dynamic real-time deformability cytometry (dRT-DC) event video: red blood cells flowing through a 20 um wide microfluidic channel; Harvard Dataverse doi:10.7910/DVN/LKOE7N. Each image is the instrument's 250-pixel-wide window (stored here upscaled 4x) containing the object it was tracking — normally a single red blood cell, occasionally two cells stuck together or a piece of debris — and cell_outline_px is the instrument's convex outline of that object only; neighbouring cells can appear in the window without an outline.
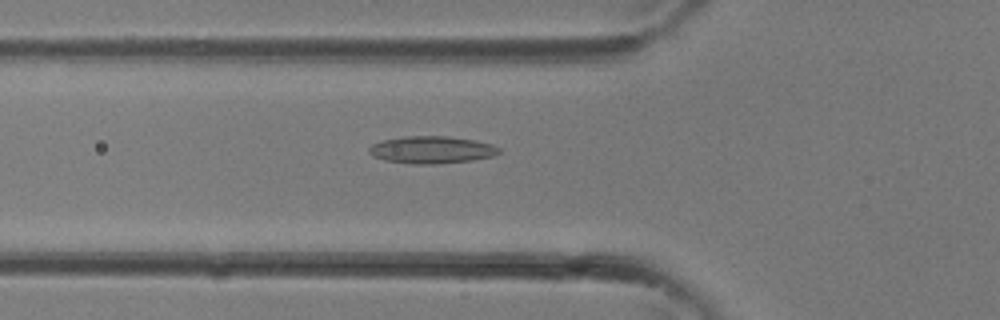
{"species": "common noctule bat (a hibernating species)", "species_latin": "Nyctalus noctula", "temperature_condition": "room temperature", "stored_images_in_passage": 34, "camera_frame_rate_fps": 3000, "um_per_image_px": 0.085, "animal": {"sex": "female"}, "frame": {"image": 1, "passage_image": 12, "time_ms": 3.667, "image_size_px": [1000, 320], "cell_outline_px": [[500, 152], [492, 156], [472, 160], [432, 164], [412, 164], [384, 160], [372, 156], [368, 152], [368, 148], [372, 144], [380, 140], [404, 136], [448, 136], [476, 140], [492, 144], [500, 148]], "centroid_in_image_um": [36.65, 12.72], "position_along_channel_um": 89.1, "area_um2": 20.81}}
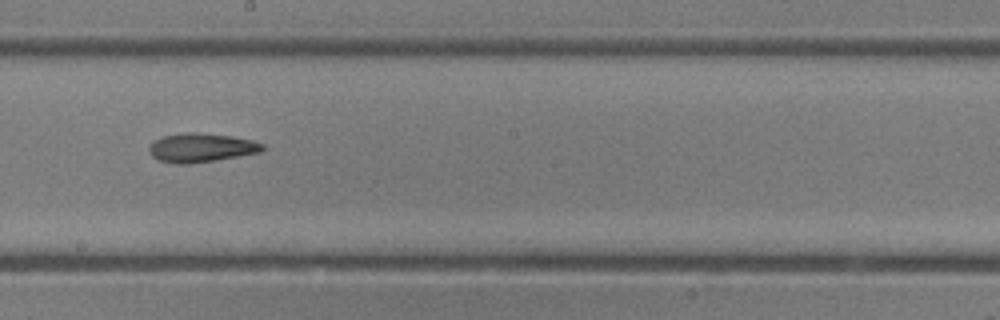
{"frame": {"image": 2, "passage_image": 19, "time_ms": 6.0, "image_size_px": [1000, 320], "cell_outline_px": [[264, 148], [260, 152], [216, 160], [188, 164], [172, 164], [160, 160], [152, 156], [148, 152], [148, 148], [160, 136], [184, 132], [196, 132], [232, 136], [252, 140], [264, 144]], "centroid_in_image_um": [17.07, 12.55], "position_along_channel_um": 231.1, "area_um2": 19.19}}
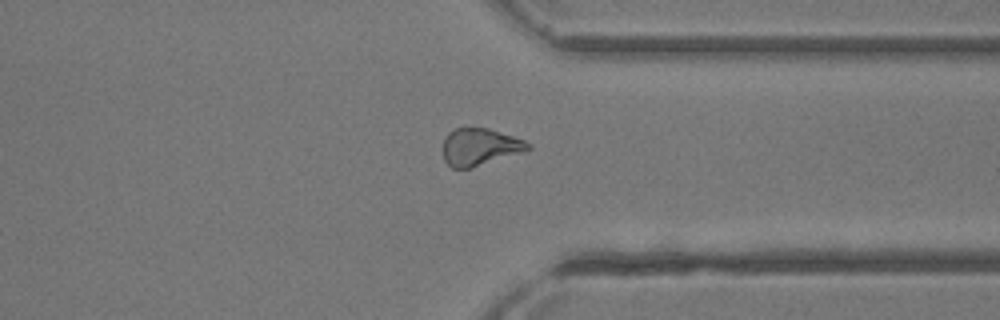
{"frame": {"image": 3, "passage_image": 26, "time_ms": 8.333, "image_size_px": [1000, 320], "cell_outline_px": [[532, 148], [472, 168], [452, 168], [444, 160], [444, 140], [448, 132], [456, 128], [488, 128], [524, 140], [532, 144]], "centroid_in_image_um": [40.78, 12.48], "position_along_channel_um": 370.6, "area_um2": 18.15}}